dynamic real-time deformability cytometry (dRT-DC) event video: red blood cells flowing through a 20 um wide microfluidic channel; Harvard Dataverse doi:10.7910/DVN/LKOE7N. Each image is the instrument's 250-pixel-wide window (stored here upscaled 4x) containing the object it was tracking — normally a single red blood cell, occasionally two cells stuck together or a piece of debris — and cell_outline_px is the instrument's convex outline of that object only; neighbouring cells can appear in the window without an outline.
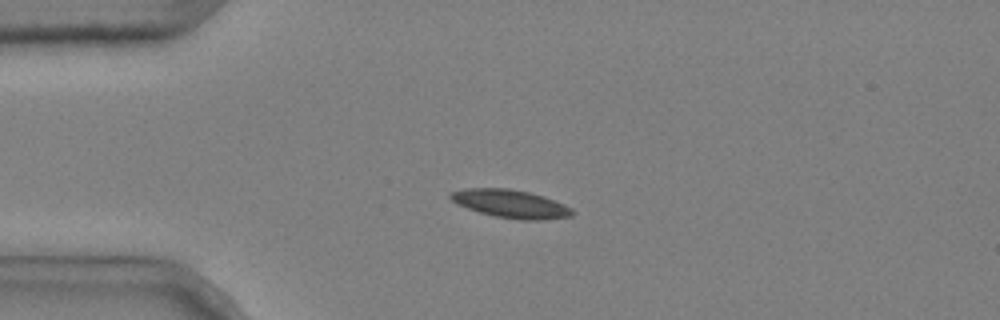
{"species": "common noctule bat (a hibernating species)", "species_latin": "Nyctalus noctula", "temperature_condition": "cold", "stored_images_in_passage": 3, "camera_frame_rate_fps": 3000, "um_per_image_px": 0.085, "animal": {"sex": "male", "body_mass_g": 20.4}, "frame": {"image": 1, "passage_image": 2, "time_ms": 0.333, "image_size_px": [1000, 320], "cell_outline_px": [[576, 212], [572, 216], [544, 220], [520, 220], [496, 216], [480, 212], [456, 204], [448, 196], [452, 192], [468, 188], [508, 188], [528, 192], [544, 196], [564, 204], [572, 208]], "centroid_in_image_um": [43.45, 17.33], "position_along_channel_um": 41.5, "area_um2": 19.94}}